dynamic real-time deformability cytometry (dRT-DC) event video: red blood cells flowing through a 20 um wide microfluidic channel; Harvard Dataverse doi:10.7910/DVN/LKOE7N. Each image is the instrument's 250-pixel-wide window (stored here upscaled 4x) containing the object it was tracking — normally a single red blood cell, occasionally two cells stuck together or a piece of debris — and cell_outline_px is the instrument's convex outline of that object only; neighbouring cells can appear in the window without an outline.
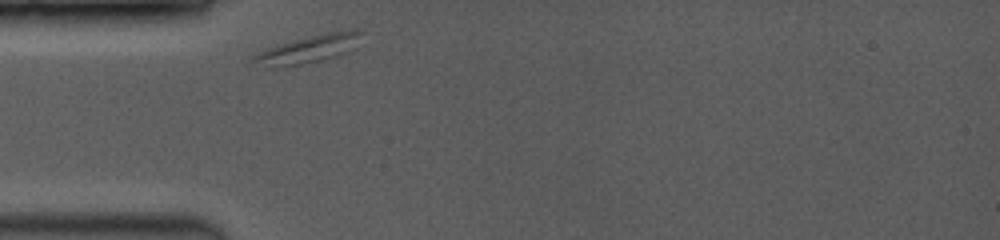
{"species": "common noctule bat (a hibernating species)", "species_latin": "Nyctalus noctula", "temperature_condition": "room temperature", "stored_images_in_passage": 1, "camera_frame_rate_fps": 3500, "um_per_image_px": 0.085, "animal": {"sex": "female", "body_mass_g": 19.0, "forearm_length_mm": 53.3}, "frame": {"image": 1, "passage_image": 1, "time_ms": 0.0, "image_size_px": [1000, 240], "cell_outline_px": [[364, 32], [352, 48], [336, 56], [304, 64], [284, 64], [252, 60], [252, 56], [276, 44], [324, 32], [352, 28], [364, 28]], "centroid_in_image_um": [26.46, 4.04], "position_along_channel_um": 58.5, "area_um2": 16.59}}